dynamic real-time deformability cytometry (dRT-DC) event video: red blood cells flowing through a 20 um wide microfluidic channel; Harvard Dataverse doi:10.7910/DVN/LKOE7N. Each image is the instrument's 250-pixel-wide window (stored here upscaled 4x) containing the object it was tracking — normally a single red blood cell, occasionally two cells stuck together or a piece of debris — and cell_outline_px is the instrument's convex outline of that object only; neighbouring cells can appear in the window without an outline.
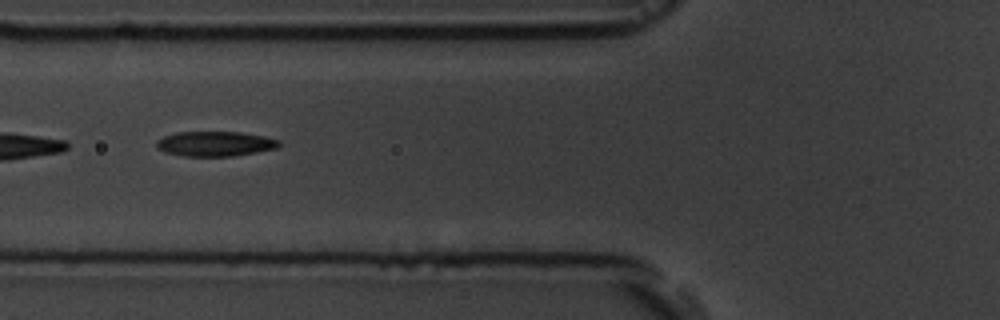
{"species": "common noctule bat (a hibernating species)", "species_latin": "Nyctalus noctula", "temperature_condition": "room temperature", "stored_images_in_passage": 6, "camera_frame_rate_fps": 3000, "um_per_image_px": 0.085, "animal": {"sex": "male", "body_mass_g": 19.5, "forearm_length_mm": 54.6}, "frame": {"image": 1, "passage_image": 6, "time_ms": 7.667, "image_size_px": [1000, 320], "cell_outline_px": [[280, 144], [276, 148], [256, 152], [232, 156], [184, 156], [164, 152], [156, 148], [156, 140], [164, 136], [176, 132], [240, 132], [264, 136], [280, 140]], "centroid_in_image_um": [18.25, 12.22], "position_along_channel_um": 107.6, "area_um2": 17.8}}